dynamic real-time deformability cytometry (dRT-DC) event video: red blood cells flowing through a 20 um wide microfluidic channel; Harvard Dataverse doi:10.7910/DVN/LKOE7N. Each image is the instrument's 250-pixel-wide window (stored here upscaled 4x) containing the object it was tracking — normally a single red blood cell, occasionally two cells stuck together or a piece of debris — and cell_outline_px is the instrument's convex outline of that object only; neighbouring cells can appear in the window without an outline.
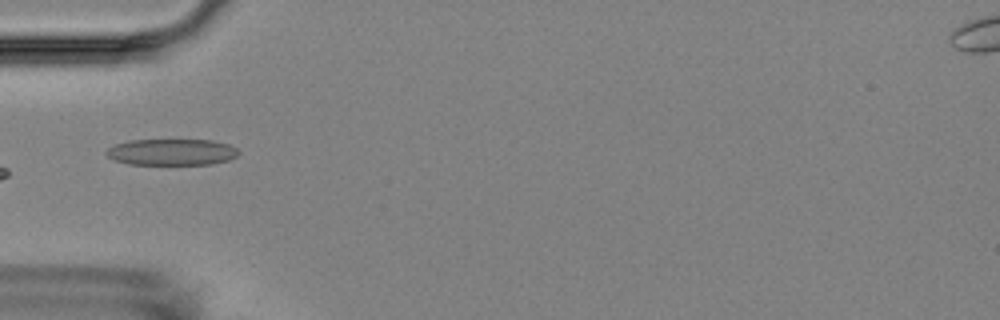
{"species": "Egyptian fruit bat (a non-hibernating species)", "species_latin": "Rousettus aegyptiacus", "temperature_condition": "room temperature", "stored_images_in_passage": 7, "camera_frame_rate_fps": 3000, "um_per_image_px": 0.085, "animal": {"sex": "female"}, "frame": {"image": 1, "passage_image": 3, "time_ms": 2.333, "image_size_px": [1000, 320], "cell_outline_px": [[240, 152], [236, 156], [228, 160], [212, 164], [128, 164], [112, 160], [104, 152], [108, 148], [116, 144], [128, 140], [212, 140], [228, 144], [236, 148]], "centroid_in_image_um": [14.57, 12.92], "position_along_channel_um": 70.4, "area_um2": 20.35}}
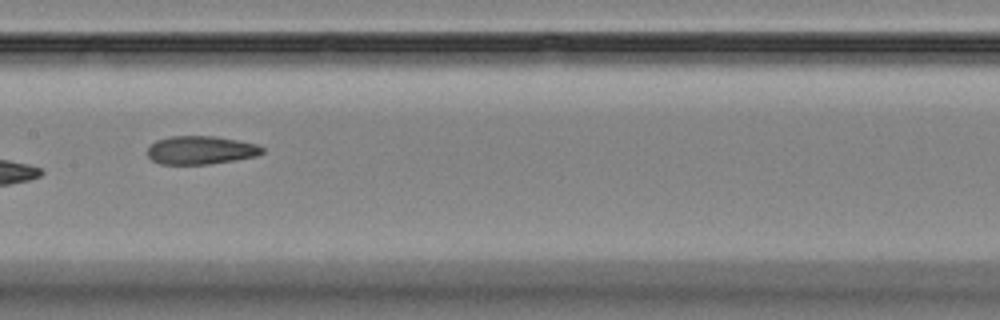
{"frame": {"image": 2, "passage_image": 6, "time_ms": 5.667, "image_size_px": [1000, 320], "cell_outline_px": [[264, 152], [256, 156], [208, 164], [160, 164], [152, 160], [148, 156], [148, 148], [156, 140], [172, 136], [216, 136], [256, 144], [264, 148]], "centroid_in_image_um": [17.05, 12.76], "position_along_channel_um": 190.3, "area_um2": 18.79}}
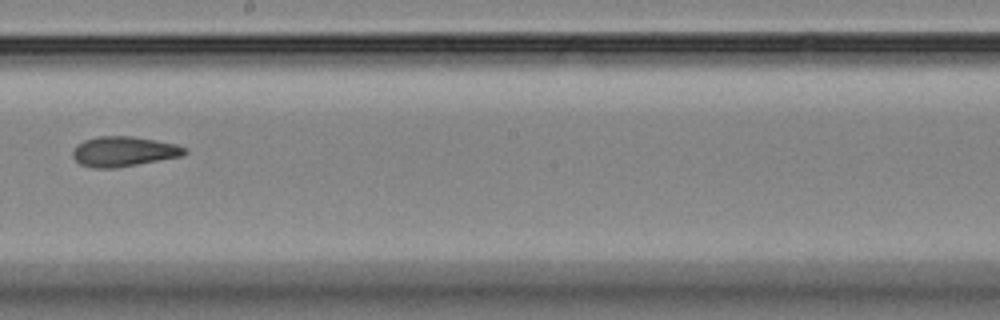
{"frame": {"image": 3, "passage_image": 7, "time_ms": 7.0, "image_size_px": [1000, 320], "cell_outline_px": [[188, 152], [180, 156], [116, 168], [96, 168], [80, 164], [72, 156], [72, 152], [76, 144], [84, 140], [100, 136], [132, 136], [156, 140], [176, 144], [188, 148]], "centroid_in_image_um": [10.51, 12.87], "position_along_channel_um": 237.7, "area_um2": 19.54}}